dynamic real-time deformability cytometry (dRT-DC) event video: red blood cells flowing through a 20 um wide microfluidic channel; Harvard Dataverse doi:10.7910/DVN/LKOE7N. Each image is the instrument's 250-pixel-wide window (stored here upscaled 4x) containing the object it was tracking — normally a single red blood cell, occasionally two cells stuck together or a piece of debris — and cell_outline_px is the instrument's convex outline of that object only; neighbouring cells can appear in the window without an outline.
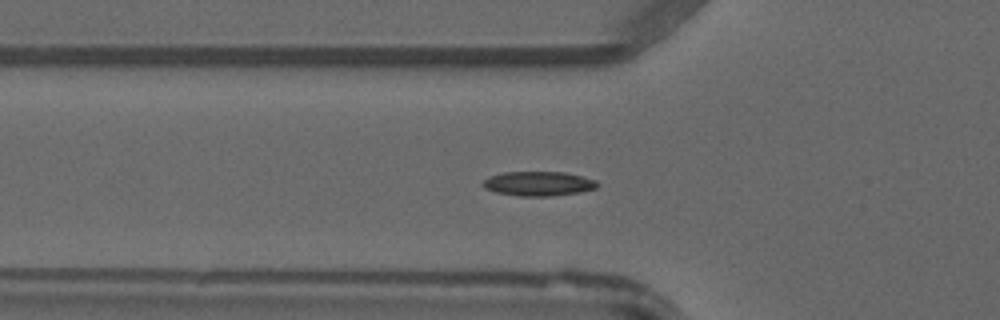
{"species": "common noctule bat (a hibernating species)", "species_latin": "Nyctalus noctula", "temperature_condition": "warm", "stored_images_in_passage": 42, "camera_frame_rate_fps": 3000, "um_per_image_px": 0.085, "animal": {"sex": "male", "forearm_length_mm": 52.5}, "frame": {"image": 1, "passage_image": 11, "time_ms": 3.333, "image_size_px": [1000, 320], "cell_outline_px": [[600, 184], [596, 188], [580, 192], [552, 196], [520, 196], [496, 192], [484, 188], [480, 184], [488, 176], [504, 172], [564, 172], [596, 180]], "centroid_in_image_um": [45.75, 15.61], "position_along_channel_um": 80.1, "area_um2": 16.36}}
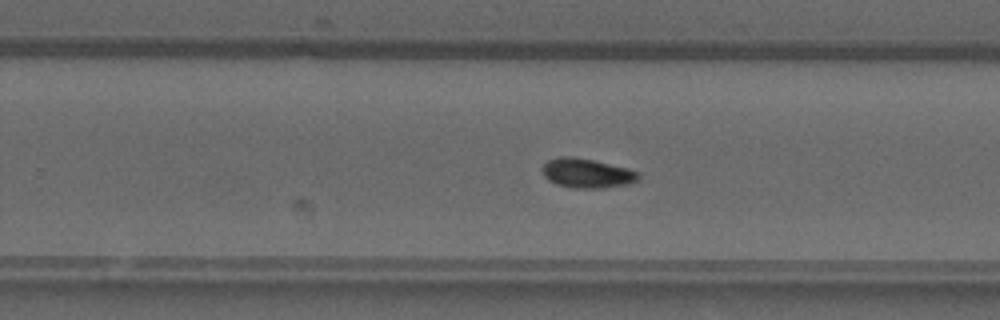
{"frame": {"image": 2, "passage_image": 25, "time_ms": 8.0, "image_size_px": [1000, 320], "cell_outline_px": [[640, 176], [632, 184], [604, 188], [572, 188], [556, 184], [548, 180], [544, 176], [544, 164], [548, 160], [560, 156], [568, 156], [592, 160], [628, 168], [640, 172]], "centroid_in_image_um": [49.93, 14.74], "position_along_channel_um": 279.9, "area_um2": 16.47}}
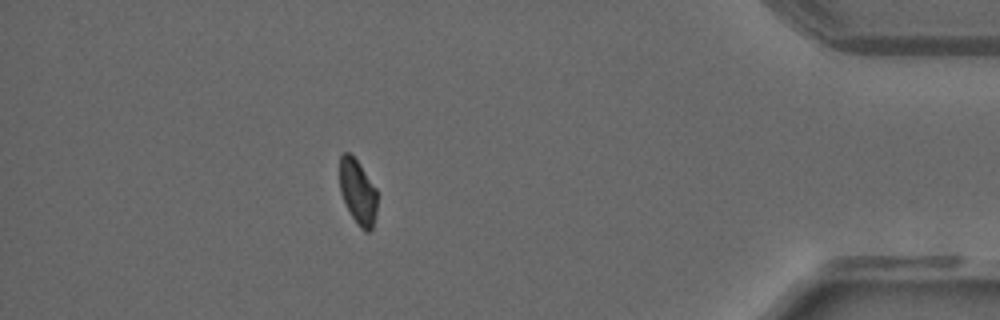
{"frame": {"image": 3, "passage_image": 37, "time_ms": 12.0, "image_size_px": [1000, 320], "cell_outline_px": [[376, 212], [372, 228], [368, 232], [364, 232], [360, 228], [352, 216], [340, 192], [340, 156], [344, 152], [348, 152], [356, 160], [376, 188]], "centroid_in_image_um": [30.41, 16.33], "position_along_channel_um": 404.8, "area_um2": 13.87}}